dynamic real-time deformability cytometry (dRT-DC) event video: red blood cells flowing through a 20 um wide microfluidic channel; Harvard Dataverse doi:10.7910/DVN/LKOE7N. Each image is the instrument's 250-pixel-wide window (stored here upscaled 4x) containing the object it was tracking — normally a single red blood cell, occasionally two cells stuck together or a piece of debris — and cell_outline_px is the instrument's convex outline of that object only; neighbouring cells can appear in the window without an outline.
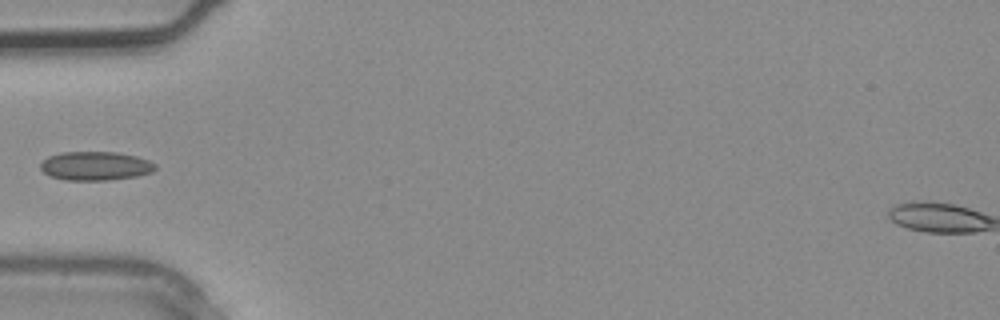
{"species": "common noctule bat (a hibernating species)", "species_latin": "Nyctalus noctula", "temperature_condition": "warm", "stored_images_in_passage": 2, "camera_frame_rate_fps": 3000, "um_per_image_px": 0.085, "animal": {"sex": "male", "body_mass_g": 20.4}, "frame": {"image": 1, "passage_image": 2, "time_ms": 0.333, "image_size_px": [1000, 320], "cell_outline_px": [[156, 168], [152, 172], [136, 176], [108, 180], [68, 180], [48, 176], [40, 168], [40, 164], [48, 156], [60, 152], [116, 152], [136, 156], [148, 160], [156, 164]], "centroid_in_image_um": [8.1, 14.1], "position_along_channel_um": 76.9, "area_um2": 19.31}}